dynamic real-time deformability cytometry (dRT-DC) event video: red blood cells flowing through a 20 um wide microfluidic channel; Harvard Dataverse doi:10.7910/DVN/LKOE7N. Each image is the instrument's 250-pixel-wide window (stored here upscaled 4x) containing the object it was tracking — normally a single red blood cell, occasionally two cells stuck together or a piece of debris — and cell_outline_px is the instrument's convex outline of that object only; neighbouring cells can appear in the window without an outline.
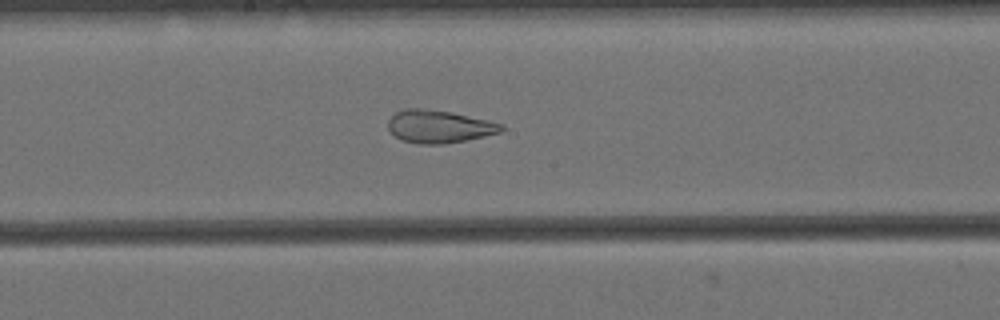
{"species": "Egyptian fruit bat (a non-hibernating species)", "species_latin": "Rousettus aegyptiacus", "temperature_condition": "cold", "stored_images_in_passage": 42, "camera_frame_rate_fps": 3000, "um_per_image_px": 0.085, "animal": {"sex": "female"}, "frame": {"image": 1, "passage_image": 24, "time_ms": 7.667, "image_size_px": [1000, 320], "cell_outline_px": [[504, 128], [500, 132], [484, 136], [444, 144], [416, 144], [404, 140], [396, 136], [388, 128], [388, 120], [396, 112], [404, 108], [420, 108], [452, 112], [488, 120], [504, 124]], "centroid_in_image_um": [37.32, 10.74], "position_along_channel_um": 210.9, "area_um2": 21.5}}